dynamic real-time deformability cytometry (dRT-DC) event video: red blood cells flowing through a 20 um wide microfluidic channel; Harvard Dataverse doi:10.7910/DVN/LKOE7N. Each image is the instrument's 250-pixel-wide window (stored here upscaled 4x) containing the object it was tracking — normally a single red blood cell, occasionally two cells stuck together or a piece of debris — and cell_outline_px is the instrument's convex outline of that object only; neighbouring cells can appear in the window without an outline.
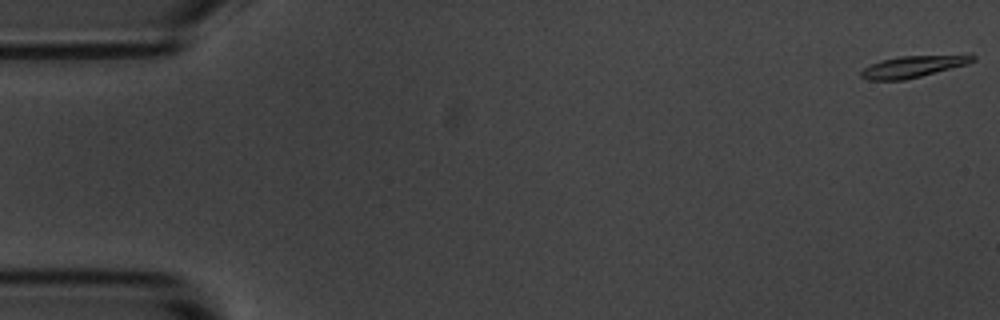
{"species": "common noctule bat (a hibernating species)", "species_latin": "Nyctalus noctula", "temperature_condition": "room temperature", "stored_images_in_passage": 55, "camera_frame_rate_fps": 3000, "um_per_image_px": 0.085, "animal": {"sex": "male", "body_mass_g": 20.1, "forearm_length_mm": 53.5}, "frame": {"image": 1, "passage_image": 1, "time_ms": 0.0, "image_size_px": [1000, 320], "cell_outline_px": [[976, 60], [968, 64], [904, 80], [868, 80], [860, 76], [860, 72], [864, 68], [880, 60], [900, 56], [972, 52], [976, 56]], "centroid_in_image_um": [77.76, 5.6], "position_along_channel_um": 7.2, "area_um2": 14.74}}
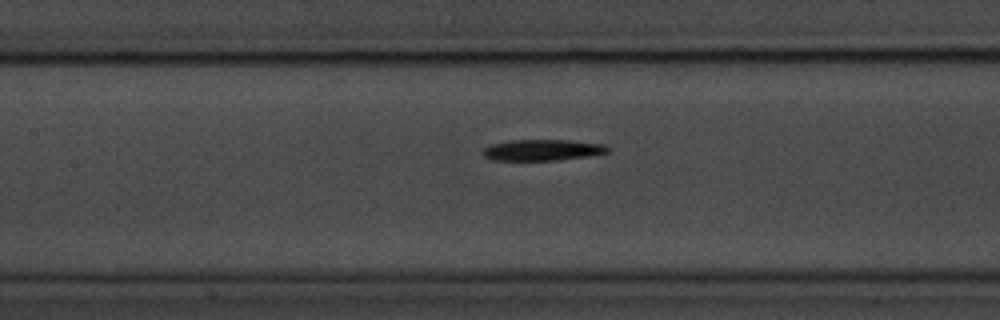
{"frame": {"image": 2, "passage_image": 25, "time_ms": 8.0, "image_size_px": [1000, 320], "cell_outline_px": [[608, 152], [592, 156], [556, 160], [492, 160], [484, 156], [480, 152], [488, 144], [508, 140], [564, 140], [604, 144], [608, 148]], "centroid_in_image_um": [46.04, 12.75], "position_along_channel_um": 161.4, "area_um2": 15.49}}
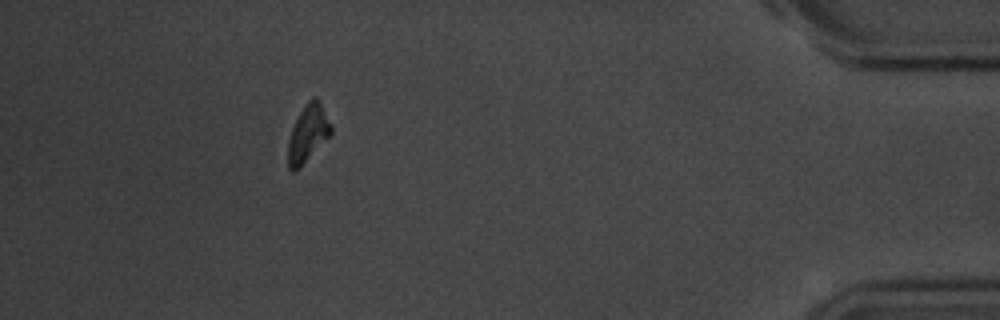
{"frame": {"image": 3, "passage_image": 50, "time_ms": 16.333, "image_size_px": [1000, 320], "cell_outline_px": [[332, 132], [292, 172], [288, 168], [288, 140], [292, 128], [304, 104], [312, 96], [316, 96], [320, 100], [332, 124]], "centroid_in_image_um": [26.18, 11.22], "position_along_channel_um": 409.0, "area_um2": 13.81}, "authors_computed_cell_mechanics": {"area_um2": 14.9702, "velocity_mm_per_s": 3.644, "shape_relaxation_time_tau1_ms": 2.0012, "shape_relaxation_time_tau2_ms": null, "deformation_change_tau1": 0.1548, "deformation_change_tau2": null}}